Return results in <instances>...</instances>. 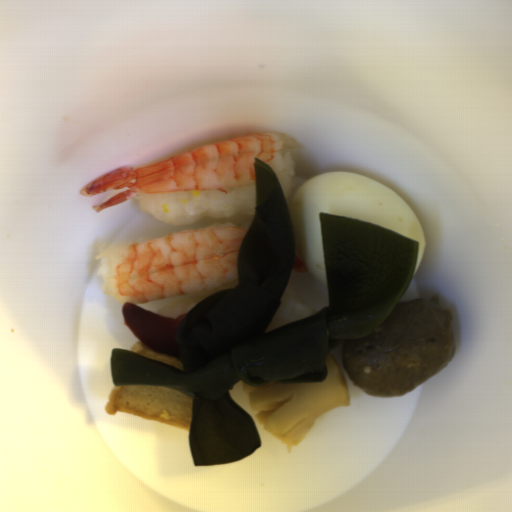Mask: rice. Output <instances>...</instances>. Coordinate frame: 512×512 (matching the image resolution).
<instances>
[{"mask_svg":"<svg viewBox=\"0 0 512 512\" xmlns=\"http://www.w3.org/2000/svg\"><path fill=\"white\" fill-rule=\"evenodd\" d=\"M140 212L168 225L195 224L203 219L234 215H254L257 210L256 184L234 186L228 193L219 190L141 193Z\"/></svg>","mask_w":512,"mask_h":512,"instance_id":"1","label":"rice"},{"mask_svg":"<svg viewBox=\"0 0 512 512\" xmlns=\"http://www.w3.org/2000/svg\"><path fill=\"white\" fill-rule=\"evenodd\" d=\"M315 312L314 306L306 301L292 284L287 285L281 297V303L266 331H272L288 322L304 319Z\"/></svg>","mask_w":512,"mask_h":512,"instance_id":"2","label":"rice"},{"mask_svg":"<svg viewBox=\"0 0 512 512\" xmlns=\"http://www.w3.org/2000/svg\"><path fill=\"white\" fill-rule=\"evenodd\" d=\"M281 148H277L273 157L269 161H265V163L268 164L277 175L284 200L289 204L290 197L293 193L308 179L300 178L295 175V160L288 153L282 156L280 152Z\"/></svg>","mask_w":512,"mask_h":512,"instance_id":"3","label":"rice"},{"mask_svg":"<svg viewBox=\"0 0 512 512\" xmlns=\"http://www.w3.org/2000/svg\"><path fill=\"white\" fill-rule=\"evenodd\" d=\"M238 284V279H236L228 284L216 285L204 292L177 297L164 303L154 314L175 320L183 314H187L197 303L203 299L217 293L220 290L233 289Z\"/></svg>","mask_w":512,"mask_h":512,"instance_id":"4","label":"rice"}]
</instances>
